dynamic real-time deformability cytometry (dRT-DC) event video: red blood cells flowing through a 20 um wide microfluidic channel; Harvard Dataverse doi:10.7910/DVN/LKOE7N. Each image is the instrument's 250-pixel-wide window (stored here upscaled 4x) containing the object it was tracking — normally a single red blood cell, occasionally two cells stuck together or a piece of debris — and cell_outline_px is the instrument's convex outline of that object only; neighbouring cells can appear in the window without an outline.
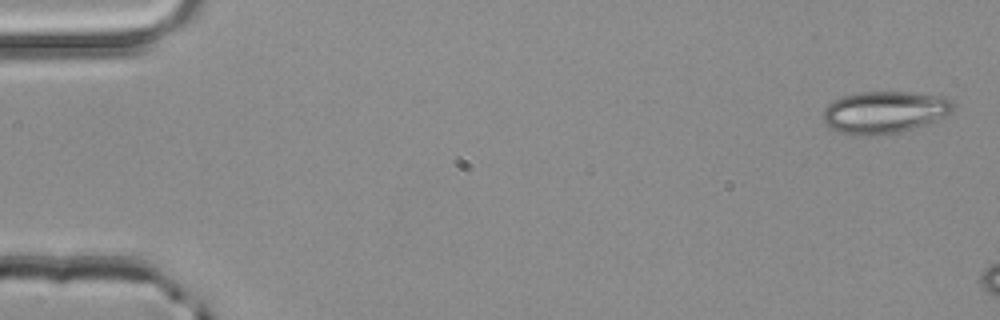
{"species": "common noctule bat (a hibernating species)", "species_latin": "Nyctalus noctula", "temperature_condition": "room temperature", "stored_images_in_passage": 8, "camera_frame_rate_fps": 3000, "um_per_image_px": 0.085, "animal": {"sex": "male", "body_mass_g": 20.4}, "frame": {"image": 1, "passage_image": 1, "time_ms": 0.0, "image_size_px": [1000, 320], "cell_outline_px": [[956, 104], [952, 112], [936, 120], [900, 132], [872, 136], [852, 136], [828, 128], [824, 124], [820, 116], [824, 108], [832, 100], [856, 92], [908, 92], [948, 96]], "centroid_in_image_um": [75.14, 9.54], "position_along_channel_um": 9.9, "area_um2": 32.66}}